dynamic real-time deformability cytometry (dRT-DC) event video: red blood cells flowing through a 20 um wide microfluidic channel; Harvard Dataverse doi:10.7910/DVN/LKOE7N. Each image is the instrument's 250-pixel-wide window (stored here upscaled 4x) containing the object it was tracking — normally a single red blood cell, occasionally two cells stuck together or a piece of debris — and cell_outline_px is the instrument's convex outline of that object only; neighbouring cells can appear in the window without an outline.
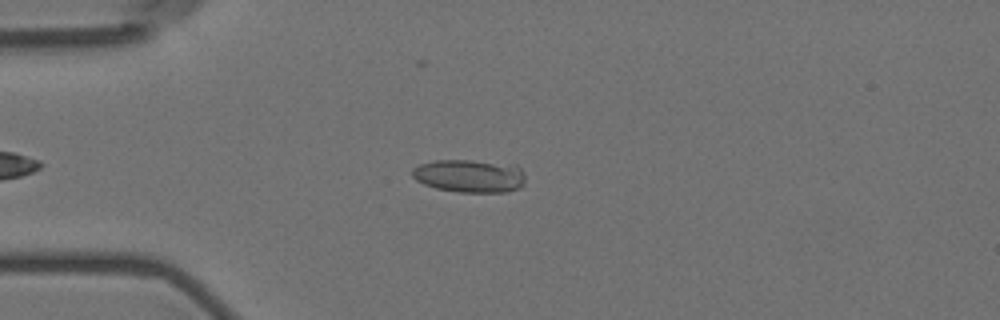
{"species": "Egyptian fruit bat (a non-hibernating species)", "species_latin": "Rousettus aegyptiacus", "temperature_condition": "room temperature", "stored_images_in_passage": 7, "camera_frame_rate_fps": 3000, "um_per_image_px": 0.085, "animal": {"sex": "female"}, "frame": {"image": 1, "passage_image": 4, "time_ms": 4.333, "image_size_px": [1000, 320], "cell_outline_px": [[524, 184], [520, 188], [508, 192], [460, 192], [436, 188], [424, 184], [416, 180], [412, 176], [412, 168], [420, 164], [436, 160], [468, 160], [516, 164], [524, 172]], "centroid_in_image_um": [39.94, 14.95], "position_along_channel_um": 45.1, "area_um2": 21.96}}